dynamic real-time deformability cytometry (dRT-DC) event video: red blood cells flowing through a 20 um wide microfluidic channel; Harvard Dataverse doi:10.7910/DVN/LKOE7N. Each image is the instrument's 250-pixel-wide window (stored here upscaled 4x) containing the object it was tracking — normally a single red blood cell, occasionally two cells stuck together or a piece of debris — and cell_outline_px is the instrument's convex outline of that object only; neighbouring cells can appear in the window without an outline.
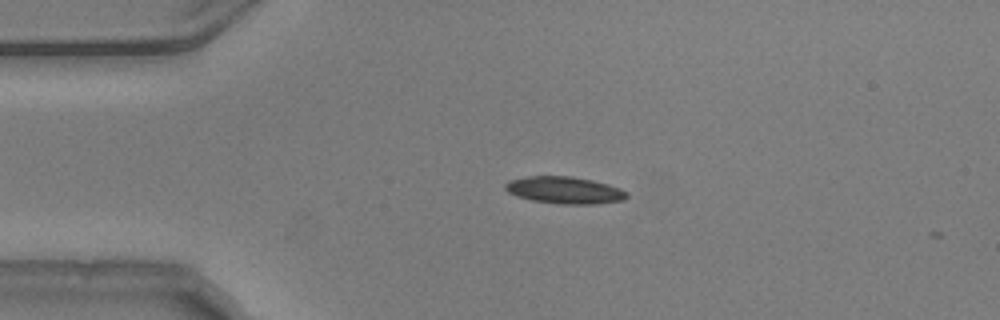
{"species": "common noctule bat (a hibernating species)", "species_latin": "Nyctalus noctula", "temperature_condition": "warm", "stored_images_in_passage": 5, "camera_frame_rate_fps": 3000, "um_per_image_px": 0.085, "animal": {"sex": "male", "body_mass_g": 20.5, "forearm_length_mm": 52.5}, "frame": {"image": 1, "passage_image": 1, "time_ms": 0.0, "image_size_px": [1000, 320], "cell_outline_px": [[628, 196], [624, 200], [596, 204], [560, 204], [532, 200], [516, 196], [508, 192], [504, 188], [504, 184], [508, 180], [528, 176], [572, 176], [592, 180], [608, 184], [620, 188], [628, 192]], "centroid_in_image_um": [47.99, 16.16], "position_along_channel_um": 37.0, "area_um2": 19.31}}